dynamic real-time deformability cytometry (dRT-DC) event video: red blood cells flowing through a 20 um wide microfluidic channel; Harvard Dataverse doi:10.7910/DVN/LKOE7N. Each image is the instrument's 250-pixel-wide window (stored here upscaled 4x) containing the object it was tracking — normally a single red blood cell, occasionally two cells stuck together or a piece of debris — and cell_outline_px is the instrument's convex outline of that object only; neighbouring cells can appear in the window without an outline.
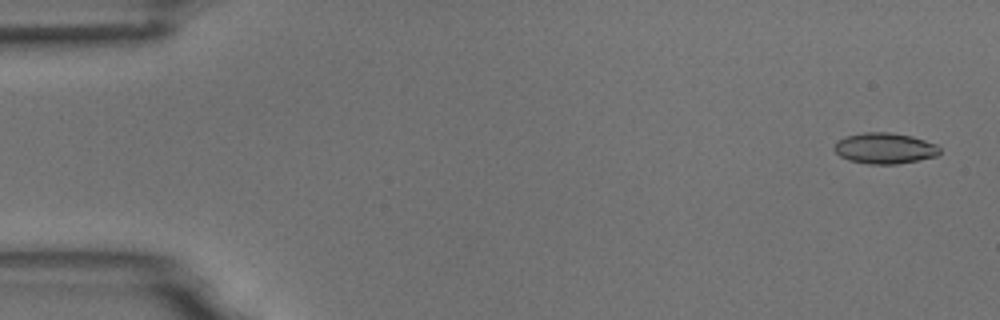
{"species": "common noctule bat (a hibernating species)", "species_latin": "Nyctalus noctula", "temperature_condition": "room temperature", "stored_images_in_passage": 54, "camera_frame_rate_fps": 3000, "um_per_image_px": 0.085, "animal": {"sex": "male", "body_mass_g": 18.8}, "frame": {"image": 1, "passage_image": 2, "time_ms": 0.333, "image_size_px": [1000, 320], "cell_outline_px": [[940, 152], [936, 156], [896, 164], [868, 164], [848, 160], [840, 156], [832, 148], [836, 140], [844, 136], [864, 132], [888, 132], [912, 136], [936, 144], [940, 148]], "centroid_in_image_um": [75.14, 12.59], "position_along_channel_um": 9.9, "area_um2": 19.07}}
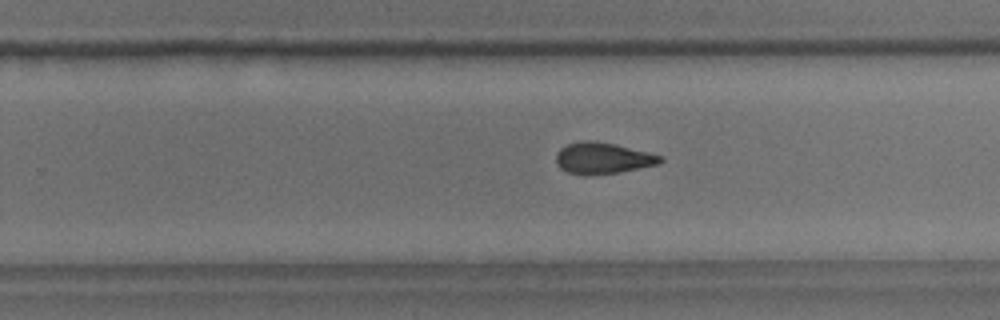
{"frame": {"image": 2, "passage_image": 34, "time_ms": 11.0, "image_size_px": [1000, 320], "cell_outline_px": [[664, 160], [660, 164], [620, 172], [588, 176], [584, 176], [568, 172], [560, 168], [556, 164], [556, 152], [560, 148], [568, 144], [580, 140], [592, 140], [616, 144], [664, 156]], "centroid_in_image_um": [51.24, 13.45], "position_along_channel_um": 278.6, "area_um2": 19.42}}
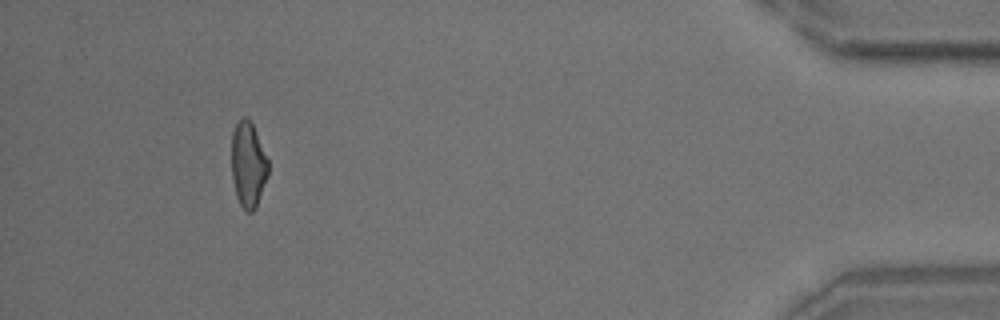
{"frame": {"image": 3, "passage_image": 50, "time_ms": 16.333, "image_size_px": [1000, 320], "cell_outline_px": [[268, 176], [256, 208], [252, 212], [248, 212], [240, 204], [236, 196], [232, 180], [232, 132], [236, 124], [244, 116], [248, 116], [252, 124], [268, 160]], "centroid_in_image_um": [21.09, 14.01], "position_along_channel_um": 414.1, "area_um2": 18.21}, "authors_computed_cell_mechanics": {"area_um2": 19.3052, "velocity_mm_per_s": 3.7372, "shape_relaxation_time_tau1_ms": 5.6437, "shape_relaxation_time_tau2_ms": 2.0659, "deformation_change_tau1": 0.1671, "deformation_change_tau2": 0.0918}}